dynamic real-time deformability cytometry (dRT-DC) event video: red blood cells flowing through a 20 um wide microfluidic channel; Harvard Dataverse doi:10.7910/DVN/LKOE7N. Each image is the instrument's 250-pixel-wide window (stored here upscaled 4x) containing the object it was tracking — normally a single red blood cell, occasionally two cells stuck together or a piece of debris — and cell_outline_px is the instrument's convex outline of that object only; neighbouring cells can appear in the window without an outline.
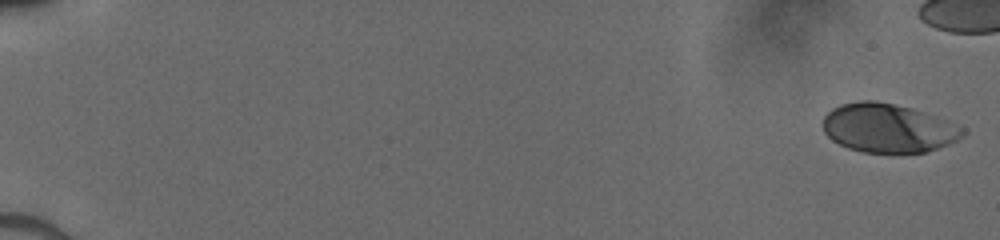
{"species": "human", "species_latin": "Homo sapiens", "temperature_condition": "cold", "stored_images_in_passage": 46, "camera_frame_rate_fps": 3000, "um_per_image_px": 0.085, "donor": {"sex": "male"}, "frame": {"image": 1, "passage_image": 1, "time_ms": 0.0, "image_size_px": [1000, 240], "cell_outline_px": [[964, 136], [948, 144], [924, 152], [864, 152], [848, 148], [832, 140], [824, 132], [824, 116], [832, 108], [840, 104], [860, 100], [876, 100], [912, 108], [924, 112], [964, 128]], "centroid_in_image_um": [75.45, 10.87], "position_along_channel_um": 9.5, "area_um2": 39.42}}
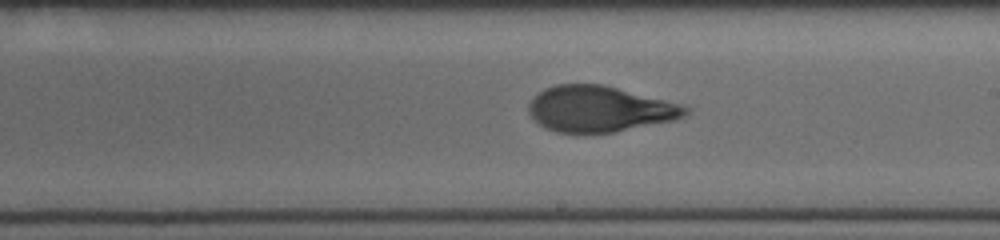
{"frame": {"image": 2, "passage_image": 32, "time_ms": 10.333, "image_size_px": [1000, 240], "cell_outline_px": [[692, 108], [684, 116], [676, 120], [612, 132], [584, 136], [556, 132], [544, 128], [528, 112], [528, 104], [544, 88], [556, 84], [604, 84], [680, 104]], "centroid_in_image_um": [50.95, 9.29], "position_along_channel_um": 238.1, "area_um2": 42.43}}
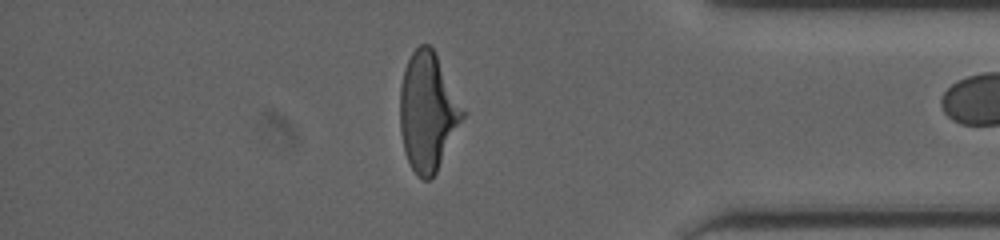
{"frame": {"image": 3, "passage_image": 45, "time_ms": 14.667, "image_size_px": [1000, 240], "cell_outline_px": [[468, 112], [436, 172], [428, 180], [424, 180], [412, 168], [404, 152], [400, 132], [400, 84], [404, 68], [412, 52], [420, 44], [428, 44], [436, 52]], "centroid_in_image_um": [36.4, 9.45], "position_along_channel_um": 398.8, "area_um2": 43.93}}